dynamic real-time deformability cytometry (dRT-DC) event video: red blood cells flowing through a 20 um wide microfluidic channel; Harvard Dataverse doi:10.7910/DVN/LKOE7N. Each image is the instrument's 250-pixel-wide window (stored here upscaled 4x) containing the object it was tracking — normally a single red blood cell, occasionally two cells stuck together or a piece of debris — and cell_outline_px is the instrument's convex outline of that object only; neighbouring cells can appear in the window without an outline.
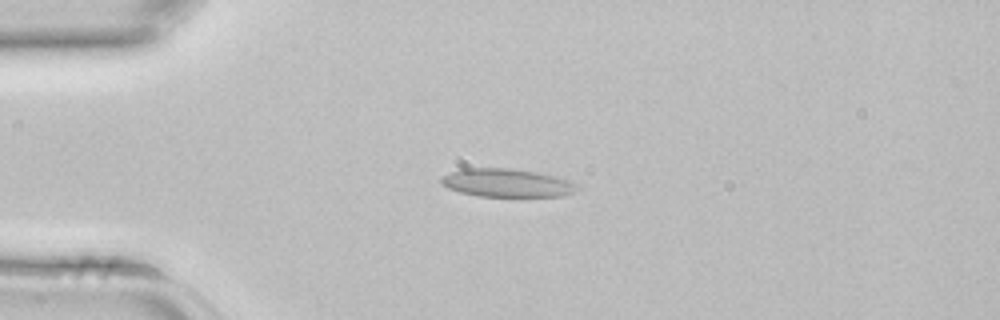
{"species": "common noctule bat (a hibernating species)", "species_latin": "Nyctalus noctula", "temperature_condition": "room temperature", "stored_images_in_passage": 4, "camera_frame_rate_fps": 3000, "um_per_image_px": 0.085, "animal": {"sex": "female", "body_mass_g": 22.7, "forearm_length_mm": 54.2}, "frame": {"image": 1, "passage_image": 3, "time_ms": 0.667, "image_size_px": [1000, 320], "cell_outline_px": [[580, 188], [576, 192], [564, 196], [476, 196], [460, 192], [448, 188], [440, 184], [440, 176], [460, 168], [512, 168], [536, 172], [572, 180], [580, 184]], "centroid_in_image_um": [43.11, 15.54], "position_along_channel_um": 41.9, "area_um2": 22.83}}
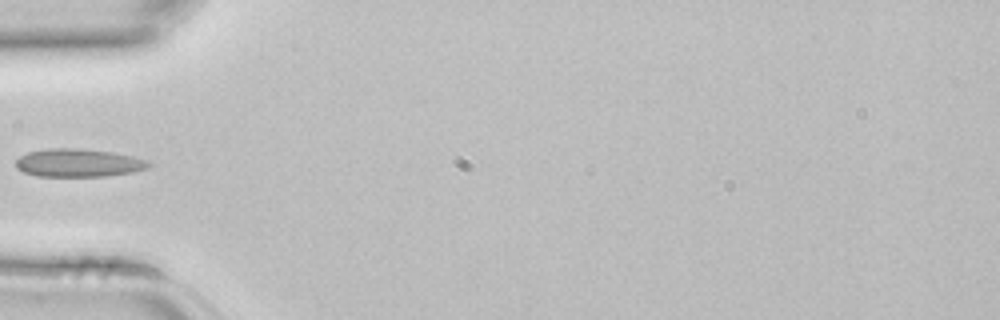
{"frame": {"image": 2, "passage_image": 4, "time_ms": 1.0, "image_size_px": [1000, 320], "cell_outline_px": [[152, 164], [148, 168], [132, 172], [104, 176], [36, 176], [24, 172], [16, 168], [16, 160], [20, 156], [28, 152], [48, 148], [76, 148], [112, 152], [132, 156], [148, 160]], "centroid_in_image_um": [6.66, 13.84], "position_along_channel_um": 78.3, "area_um2": 21.73}}